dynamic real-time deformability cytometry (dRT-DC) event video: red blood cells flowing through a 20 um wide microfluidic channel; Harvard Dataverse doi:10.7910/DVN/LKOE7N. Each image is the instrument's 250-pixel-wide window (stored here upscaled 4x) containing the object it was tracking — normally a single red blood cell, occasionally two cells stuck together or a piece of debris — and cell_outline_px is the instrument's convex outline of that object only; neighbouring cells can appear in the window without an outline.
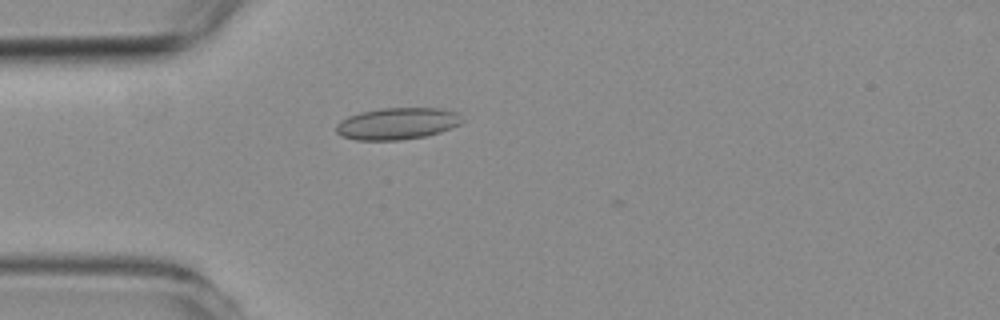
{"species": "common noctule bat (a hibernating species)", "species_latin": "Nyctalus noctula", "temperature_condition": "room temperature", "stored_images_in_passage": 5, "camera_frame_rate_fps": 3000, "um_per_image_px": 0.085, "animal": {"sex": "female", "body_mass_g": 19.3, "forearm_length_mm": 54.1}, "frame": {"image": 1, "passage_image": 3, "time_ms": 4.0, "image_size_px": [1000, 320], "cell_outline_px": [[464, 120], [460, 124], [440, 132], [424, 136], [400, 140], [356, 140], [340, 136], [336, 132], [336, 124], [340, 120], [348, 116], [360, 112], [380, 108], [440, 108], [456, 112]], "centroid_in_image_um": [33.73, 10.5], "position_along_channel_um": 51.3, "area_um2": 23.41}}
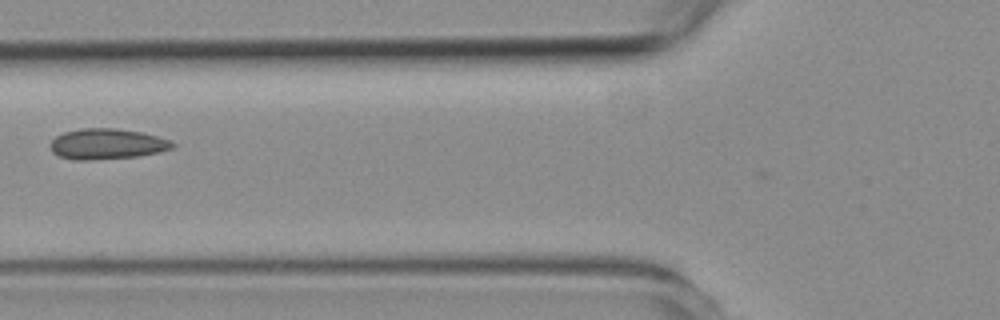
{"frame": {"image": 2, "passage_image": 5, "time_ms": 6.0, "image_size_px": [1000, 320], "cell_outline_px": [[176, 144], [172, 148], [160, 152], [140, 156], [92, 160], [76, 160], [60, 156], [52, 152], [52, 140], [56, 136], [64, 132], [80, 128], [116, 128], [140, 132], [172, 140]], "centroid_in_image_um": [9.13, 12.24], "position_along_channel_um": 116.7, "area_um2": 21.79}}